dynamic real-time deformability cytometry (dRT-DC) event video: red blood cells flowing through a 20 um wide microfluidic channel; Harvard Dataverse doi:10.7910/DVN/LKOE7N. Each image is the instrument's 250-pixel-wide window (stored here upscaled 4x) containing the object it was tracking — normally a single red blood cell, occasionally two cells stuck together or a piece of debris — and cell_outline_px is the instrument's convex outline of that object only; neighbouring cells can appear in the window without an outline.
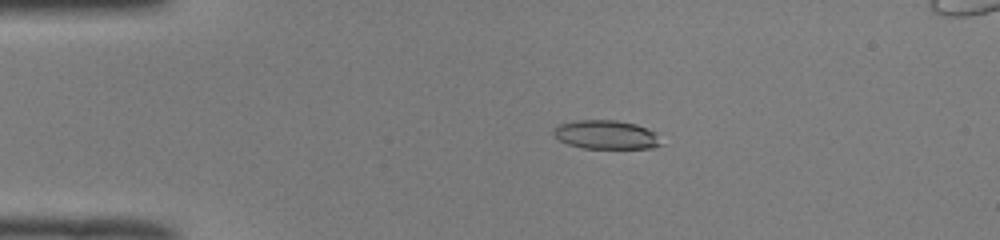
{"species": "common noctule bat (a hibernating species)", "species_latin": "Nyctalus noctula", "temperature_condition": "room temperature", "stored_images_in_passage": 46, "segment_of_instrument_passage": [1, 2], "camera_frame_rate_fps": 3000, "um_per_image_px": 0.085, "animal": {"sex": "male", "body_mass_g": 19.0, "forearm_length_mm": 50.8}, "frame": {"image": 1, "passage_image": 5, "time_ms": 1.333, "image_size_px": [1000, 240], "cell_outline_px": [[664, 144], [652, 148], [584, 148], [568, 144], [560, 140], [552, 132], [552, 128], [560, 124], [576, 120], [616, 120], [636, 124], [648, 128], [656, 132]], "centroid_in_image_um": [51.56, 11.44], "position_along_channel_um": 33.4, "area_um2": 18.21}}
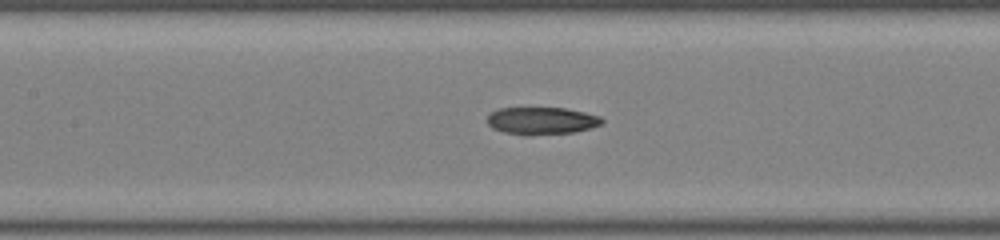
{"frame": {"image": 2, "passage_image": 18, "time_ms": 5.667, "image_size_px": [1000, 240], "cell_outline_px": [[604, 120], [600, 124], [592, 128], [572, 132], [528, 136], [524, 136], [504, 132], [492, 128], [488, 124], [488, 116], [492, 112], [500, 108], [564, 108], [584, 112], [600, 116]], "centroid_in_image_um": [46.03, 10.28], "position_along_channel_um": 161.4, "area_um2": 18.32}}
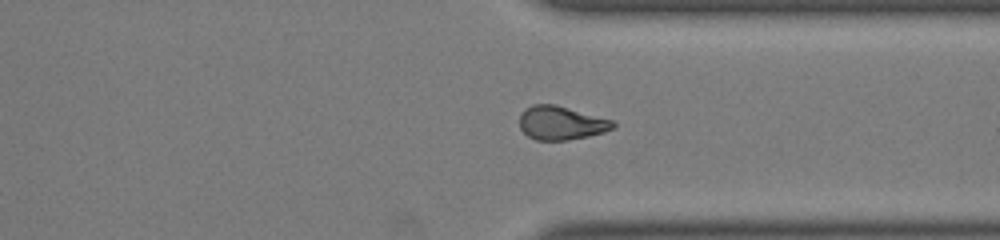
{"frame": {"image": 3, "passage_image": 33, "time_ms": 10.667, "image_size_px": [1000, 240], "cell_outline_px": [[616, 128], [604, 132], [588, 136], [568, 140], [536, 140], [528, 136], [520, 128], [520, 112], [524, 108], [532, 104], [556, 104], [612, 120], [616, 124]], "centroid_in_image_um": [47.69, 10.44], "position_along_channel_um": 363.7, "area_um2": 18.5}}